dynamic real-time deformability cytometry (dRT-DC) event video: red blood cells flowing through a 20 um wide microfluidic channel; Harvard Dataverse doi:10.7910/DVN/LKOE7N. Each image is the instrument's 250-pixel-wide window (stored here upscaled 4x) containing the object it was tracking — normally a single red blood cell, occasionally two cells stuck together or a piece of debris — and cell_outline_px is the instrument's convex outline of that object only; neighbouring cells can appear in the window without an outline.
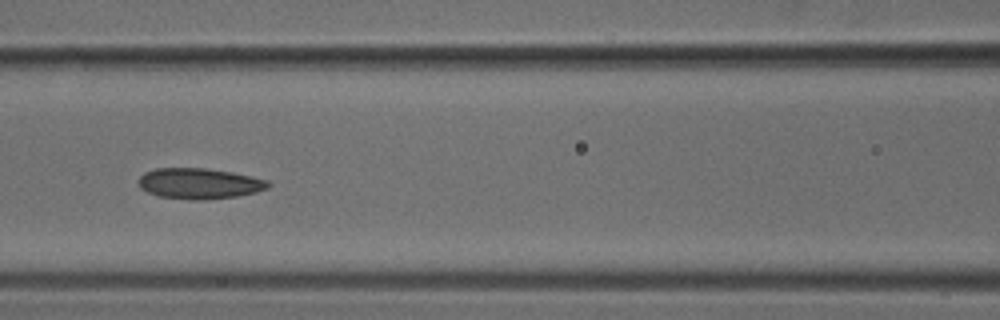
{"species": "common noctule bat (a hibernating species)", "species_latin": "Nyctalus noctula", "temperature_condition": "cold", "stored_images_in_passage": 7, "segment_of_instrument_passage": [1, 2], "camera_frame_rate_fps": 3000, "um_per_image_px": 0.085, "animal": {"sex": "male", "body_mass_g": 18.8}, "frame": {"image": 1, "passage_image": 6, "time_ms": 1.667, "image_size_px": [1000, 320], "cell_outline_px": [[272, 184], [268, 188], [256, 192], [236, 196], [204, 200], [192, 200], [160, 196], [148, 192], [140, 188], [140, 176], [144, 172], [156, 168], [208, 168], [232, 172], [252, 176], [268, 180]], "centroid_in_image_um": [16.98, 15.59], "position_along_channel_um": 149.6, "area_um2": 23.24}}